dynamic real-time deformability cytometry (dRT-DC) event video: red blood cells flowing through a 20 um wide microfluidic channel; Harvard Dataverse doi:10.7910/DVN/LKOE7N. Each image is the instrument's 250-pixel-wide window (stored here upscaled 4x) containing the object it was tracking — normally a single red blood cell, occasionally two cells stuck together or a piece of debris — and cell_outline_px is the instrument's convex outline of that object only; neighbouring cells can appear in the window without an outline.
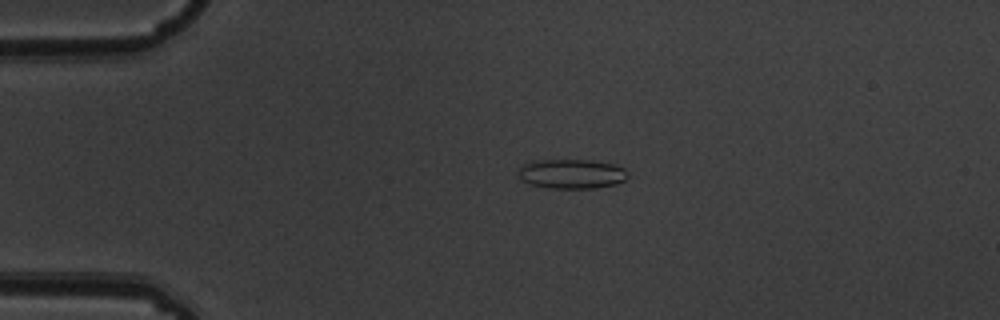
{"species": "common noctule bat (a hibernating species)", "species_latin": "Nyctalus noctula", "temperature_condition": "warm", "stored_images_in_passage": 4, "camera_frame_rate_fps": 3000, "um_per_image_px": 0.085, "animal": {"sex": "male", "body_mass_g": 19.5, "forearm_length_mm": 54.6}, "frame": {"image": 1, "passage_image": 3, "time_ms": 0.667, "image_size_px": [1000, 320], "cell_outline_px": [[628, 176], [624, 180], [616, 184], [596, 188], [544, 188], [520, 180], [520, 168], [524, 164], [532, 160], [592, 160], [612, 164], [624, 168], [628, 172]], "centroid_in_image_um": [48.6, 14.78], "position_along_channel_um": 36.4, "area_um2": 18.84}}